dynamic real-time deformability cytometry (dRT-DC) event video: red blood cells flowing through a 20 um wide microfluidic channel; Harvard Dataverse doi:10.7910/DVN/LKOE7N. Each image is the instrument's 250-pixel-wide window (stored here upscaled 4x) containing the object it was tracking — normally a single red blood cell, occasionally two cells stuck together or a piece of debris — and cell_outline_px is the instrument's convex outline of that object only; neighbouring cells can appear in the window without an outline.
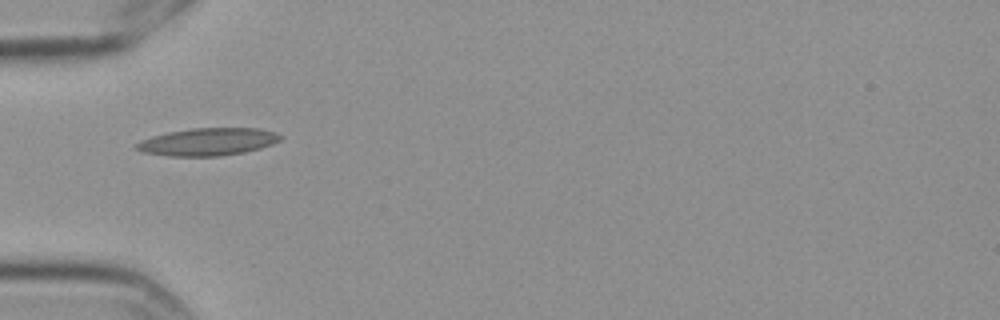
{"species": "Egyptian fruit bat (a non-hibernating species)", "species_latin": "Rousettus aegyptiacus", "temperature_condition": "cold", "stored_images_in_passage": 2, "camera_frame_rate_fps": 3000, "um_per_image_px": 0.085, "frame": {"image": 1, "passage_image": 1, "time_ms": 0.0, "image_size_px": [1000, 320], "cell_outline_px": [[284, 136], [280, 140], [272, 144], [260, 148], [244, 152], [220, 156], [168, 156], [144, 152], [136, 148], [136, 144], [140, 140], [152, 136], [168, 132], [192, 128], [260, 128], [276, 132]], "centroid_in_image_um": [17.7, 12.04], "position_along_channel_um": 67.3, "area_um2": 23.12}}
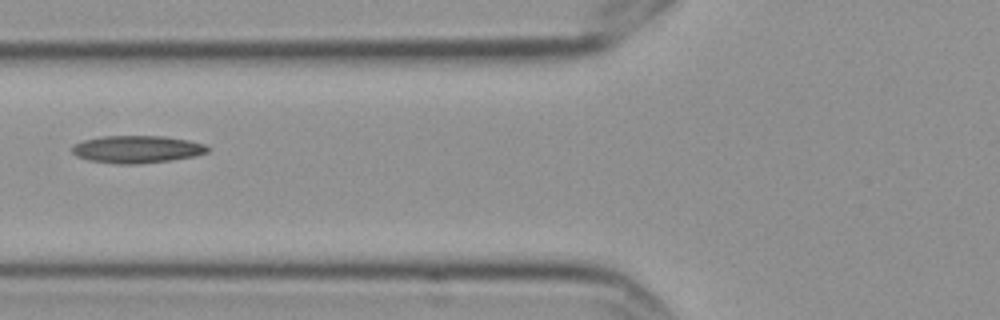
{"frame": {"image": 2, "passage_image": 2, "time_ms": 0.333, "image_size_px": [1000, 320], "cell_outline_px": [[208, 152], [196, 156], [172, 160], [136, 164], [116, 164], [88, 160], [76, 156], [72, 152], [72, 144], [84, 140], [104, 136], [164, 136], [188, 140], [204, 144], [208, 148]], "centroid_in_image_um": [11.62, 12.69], "position_along_channel_um": 114.2, "area_um2": 21.73}}